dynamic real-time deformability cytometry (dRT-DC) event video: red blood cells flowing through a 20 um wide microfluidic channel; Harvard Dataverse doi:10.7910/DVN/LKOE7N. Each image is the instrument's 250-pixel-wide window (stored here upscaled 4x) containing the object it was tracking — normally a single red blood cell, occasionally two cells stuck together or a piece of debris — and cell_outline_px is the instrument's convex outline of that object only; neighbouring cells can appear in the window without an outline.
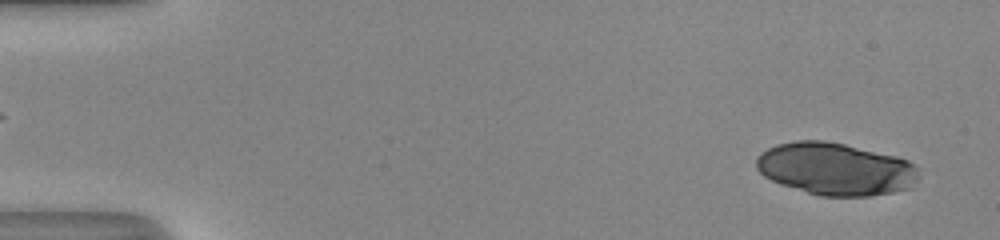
{"species": "human", "species_latin": "Homo sapiens", "temperature_condition": "room temperature", "stored_images_in_passage": 49, "camera_frame_rate_fps": 3000, "um_per_image_px": 0.085, "donor": {"sex": "male"}, "frame": {"image": 1, "passage_image": 2, "time_ms": 0.333, "image_size_px": [1000, 240], "cell_outline_px": [[920, 176], [912, 188], [892, 192], [868, 196], [820, 196], [780, 184], [764, 176], [756, 168], [756, 156], [760, 152], [776, 144], [796, 140], [824, 140], [844, 144], [896, 156], [908, 160], [920, 168]], "centroid_in_image_um": [71.04, 14.36], "position_along_channel_um": 14.0, "area_um2": 50.05}}
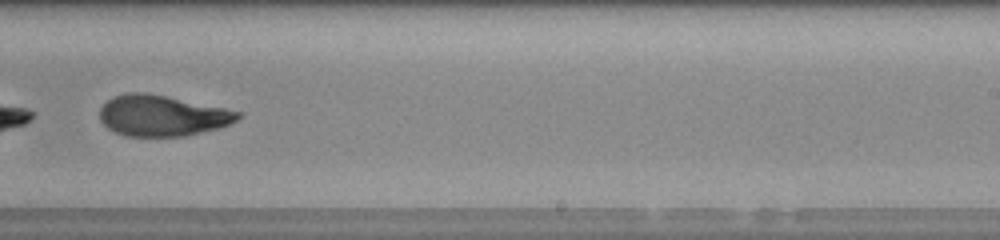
{"frame": {"image": 2, "passage_image": 32, "time_ms": 10.333, "image_size_px": [1000, 240], "cell_outline_px": [[240, 116], [236, 120], [220, 128], [184, 136], [124, 136], [108, 128], [100, 120], [100, 108], [112, 96], [128, 92], [148, 92], [224, 108], [240, 112]], "centroid_in_image_um": [13.75, 9.82], "position_along_channel_um": 275.3, "area_um2": 32.83}, "authors_computed_cell_mechanics": {"area_um2": 35.4314, "velocity_mm_per_s": 4.1781, "shape_relaxation_time_tau1_ms": 2.396, "shape_relaxation_time_tau2_ms": 3.2868, "deformation_change_tau1": 0.3021, "deformation_change_tau2": 0.102}}